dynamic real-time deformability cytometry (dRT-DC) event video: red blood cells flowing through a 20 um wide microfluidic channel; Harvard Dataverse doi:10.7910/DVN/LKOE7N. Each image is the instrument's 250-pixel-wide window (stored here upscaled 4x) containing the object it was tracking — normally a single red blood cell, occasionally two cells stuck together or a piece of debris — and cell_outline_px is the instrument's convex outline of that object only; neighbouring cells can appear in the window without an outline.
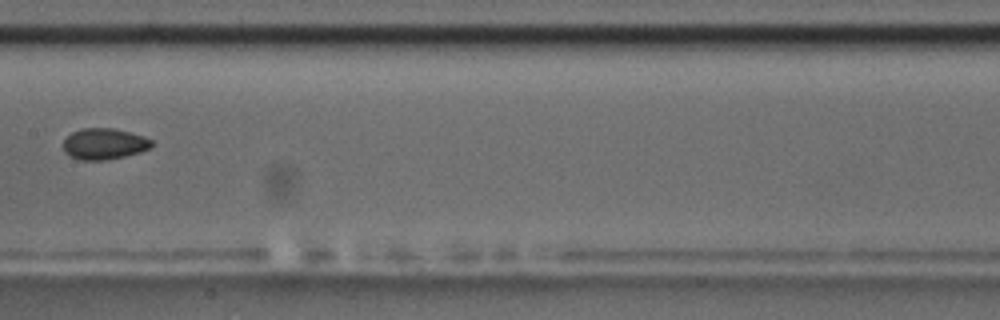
{"species": "common noctule bat (a hibernating species)", "species_latin": "Nyctalus noctula", "temperature_condition": "room temperature", "stored_images_in_passage": 4, "camera_frame_rate_fps": 3000, "um_per_image_px": 0.085, "animal": {"sex": "male", "body_mass_g": 17.5, "forearm_length_mm": 52.3}, "frame": {"image": 1, "passage_image": 4, "time_ms": 3.667, "image_size_px": [1000, 320], "cell_outline_px": [[152, 144], [148, 148], [140, 152], [124, 156], [104, 160], [80, 160], [68, 156], [64, 152], [64, 140], [72, 132], [80, 128], [112, 128], [144, 136], [152, 140]], "centroid_in_image_um": [8.82, 12.23], "position_along_channel_um": 198.6, "area_um2": 15.95}}